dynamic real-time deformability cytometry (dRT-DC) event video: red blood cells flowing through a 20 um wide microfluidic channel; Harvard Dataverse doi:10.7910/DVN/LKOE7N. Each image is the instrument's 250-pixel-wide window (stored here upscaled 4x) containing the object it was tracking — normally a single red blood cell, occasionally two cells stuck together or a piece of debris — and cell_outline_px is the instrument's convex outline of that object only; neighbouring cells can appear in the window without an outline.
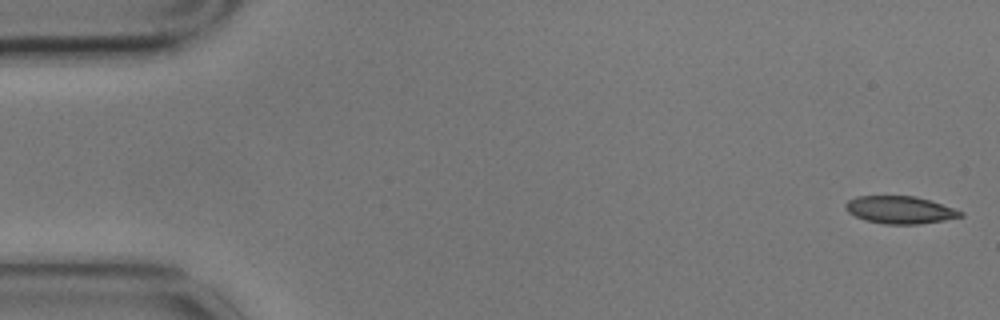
{"species": "common noctule bat (a hibernating species)", "species_latin": "Nyctalus noctula", "temperature_condition": "cold", "stored_images_in_passage": 56, "camera_frame_rate_fps": 3000, "um_per_image_px": 0.085, "animal": {"sex": "male", "body_mass_g": 17.9}, "frame": {"image": 1, "passage_image": 1, "time_ms": 0.0, "image_size_px": [1000, 320], "cell_outline_px": [[964, 216], [944, 220], [920, 224], [884, 224], [864, 220], [848, 212], [844, 208], [844, 204], [848, 200], [856, 196], [912, 196], [928, 200], [964, 212]], "centroid_in_image_um": [76.45, 17.84], "position_along_channel_um": 8.5, "area_um2": 18.32}}
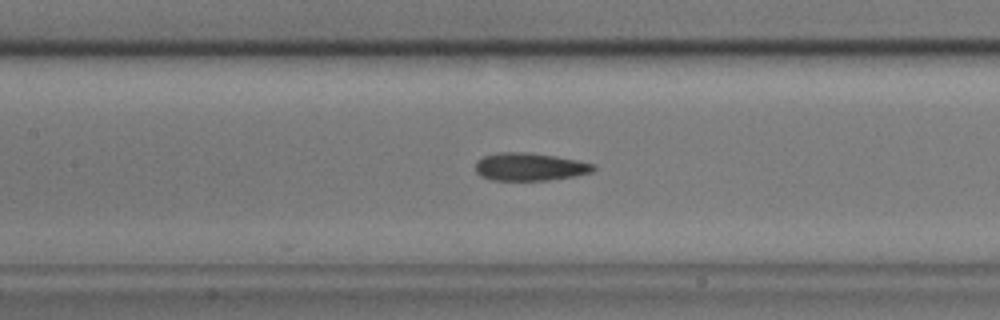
{"frame": {"image": 2, "passage_image": 25, "time_ms": 8.0, "image_size_px": [1000, 320], "cell_outline_px": [[596, 168], [592, 172], [572, 176], [548, 180], [492, 180], [480, 176], [476, 172], [476, 160], [484, 156], [496, 152], [528, 152], [556, 156], [596, 164]], "centroid_in_image_um": [45.01, 14.17], "position_along_channel_um": 162.4, "area_um2": 19.19}}
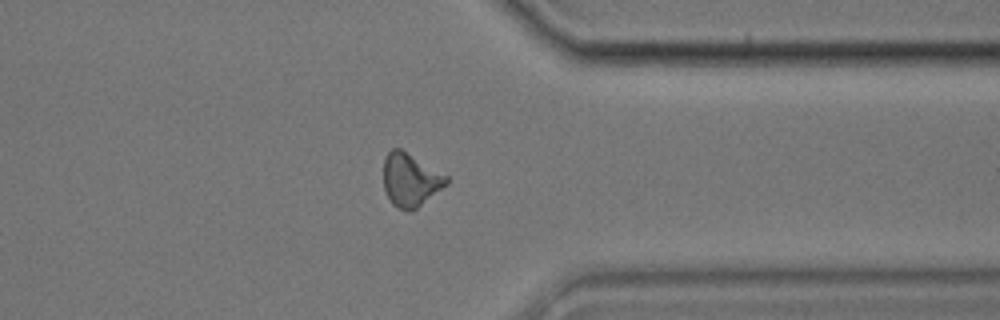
{"frame": {"image": 3, "passage_image": 44, "time_ms": 14.333, "image_size_px": [1000, 320], "cell_outline_px": [[448, 184], [416, 208], [400, 208], [392, 204], [384, 188], [384, 156], [392, 148], [400, 148], [448, 176]], "centroid_in_image_um": [34.88, 15.25], "position_along_channel_um": 376.5, "area_um2": 19.07}, "authors_computed_cell_mechanics": {"area_um2": 19.2763, "velocity_mm_per_s": 3.4811, "shape_relaxation_time_tau1_ms": 7.6661, "shape_relaxation_time_tau2_ms": 2.1749, "deformation_change_tau1": 0.1307, "deformation_change_tau2": 0.0717}}